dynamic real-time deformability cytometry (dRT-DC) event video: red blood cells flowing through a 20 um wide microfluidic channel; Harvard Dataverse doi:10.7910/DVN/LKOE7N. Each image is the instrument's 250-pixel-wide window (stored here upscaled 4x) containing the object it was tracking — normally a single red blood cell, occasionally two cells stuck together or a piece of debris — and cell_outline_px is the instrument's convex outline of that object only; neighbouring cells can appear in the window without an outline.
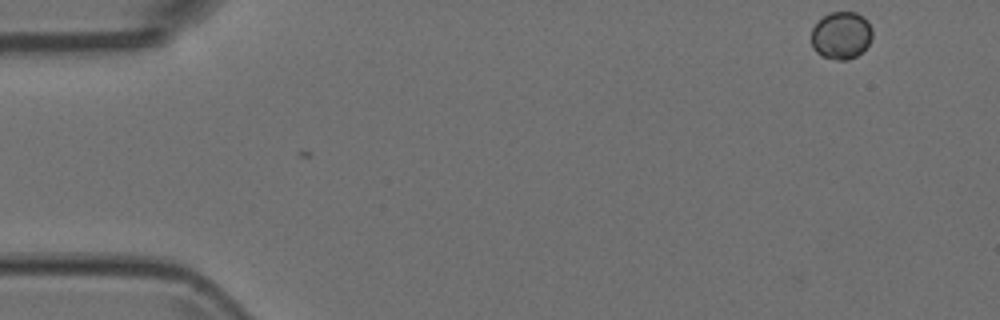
{"species": "Egyptian fruit bat (a non-hibernating species)", "species_latin": "Rousettus aegyptiacus", "temperature_condition": "room temperature", "stored_images_in_passage": 3, "camera_frame_rate_fps": 3000, "um_per_image_px": 0.085, "animal": {"sex": "female"}, "frame": {"image": 1, "passage_image": 1, "time_ms": 0.0, "image_size_px": [1000, 320], "cell_outline_px": [[872, 36], [868, 44], [856, 56], [848, 60], [836, 60], [824, 56], [816, 52], [812, 48], [812, 28], [824, 16], [832, 12], [856, 12], [864, 16], [868, 20], [872, 28]], "centroid_in_image_um": [71.52, 3.0], "position_along_channel_um": 13.5, "area_um2": 16.82}}